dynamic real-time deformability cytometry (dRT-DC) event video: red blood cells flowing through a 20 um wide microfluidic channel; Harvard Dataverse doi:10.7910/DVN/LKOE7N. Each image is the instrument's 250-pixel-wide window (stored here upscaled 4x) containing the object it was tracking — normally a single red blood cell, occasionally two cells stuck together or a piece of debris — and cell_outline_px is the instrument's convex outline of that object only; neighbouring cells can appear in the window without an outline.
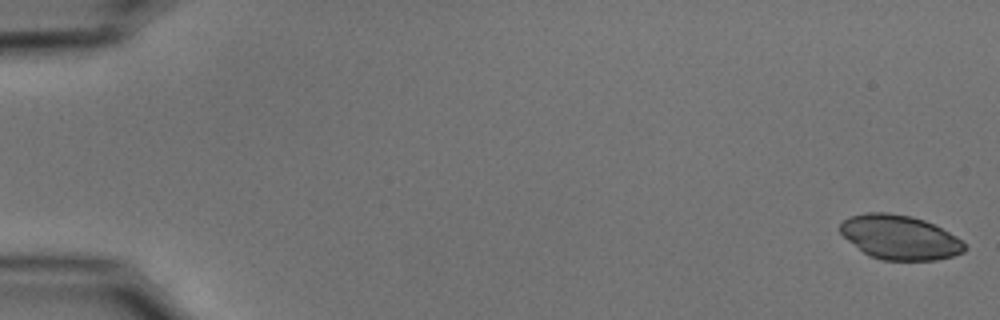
{"species": "common noctule bat (a hibernating species)", "species_latin": "Nyctalus noctula", "temperature_condition": "cold", "stored_images_in_passage": 16, "camera_frame_rate_fps": 3000, "um_per_image_px": 0.085, "animal": {"sex": "male", "body_mass_g": 15.6}, "frame": {"image": 1, "passage_image": 1, "time_ms": 0.0, "image_size_px": [1000, 320], "cell_outline_px": [[968, 248], [964, 252], [952, 256], [936, 260], [880, 260], [868, 256], [848, 240], [840, 232], [840, 224], [844, 220], [852, 216], [868, 212], [888, 212], [912, 216], [924, 220], [956, 236]], "centroid_in_image_um": [76.47, 20.18], "position_along_channel_um": 8.5, "area_um2": 32.02}}